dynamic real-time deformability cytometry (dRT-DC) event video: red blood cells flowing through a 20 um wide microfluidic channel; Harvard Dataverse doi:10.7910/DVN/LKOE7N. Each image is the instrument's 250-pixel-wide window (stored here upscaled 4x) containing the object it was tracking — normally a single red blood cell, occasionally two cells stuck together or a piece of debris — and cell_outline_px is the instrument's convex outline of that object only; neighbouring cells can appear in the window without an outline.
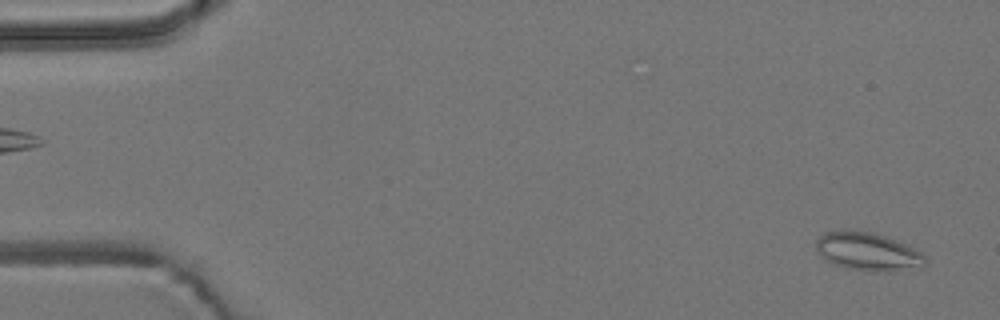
{"species": "common noctule bat (a hibernating species)", "species_latin": "Nyctalus noctula", "temperature_condition": "room temperature", "stored_images_in_passage": 15, "camera_frame_rate_fps": 3000, "um_per_image_px": 0.085, "animal": {"sex": "male", "body_mass_g": 19.2, "forearm_length_mm": 51.8}, "frame": {"image": 1, "passage_image": 1, "time_ms": 0.0, "image_size_px": [1000, 320], "cell_outline_px": [[928, 264], [920, 268], [888, 272], [872, 272], [832, 264], [824, 260], [816, 252], [816, 240], [824, 232], [844, 228], [872, 232], [884, 236], [904, 244], [920, 252], [928, 260]], "centroid_in_image_um": [73.74, 21.38], "position_along_channel_um": 11.3, "area_um2": 24.8}}